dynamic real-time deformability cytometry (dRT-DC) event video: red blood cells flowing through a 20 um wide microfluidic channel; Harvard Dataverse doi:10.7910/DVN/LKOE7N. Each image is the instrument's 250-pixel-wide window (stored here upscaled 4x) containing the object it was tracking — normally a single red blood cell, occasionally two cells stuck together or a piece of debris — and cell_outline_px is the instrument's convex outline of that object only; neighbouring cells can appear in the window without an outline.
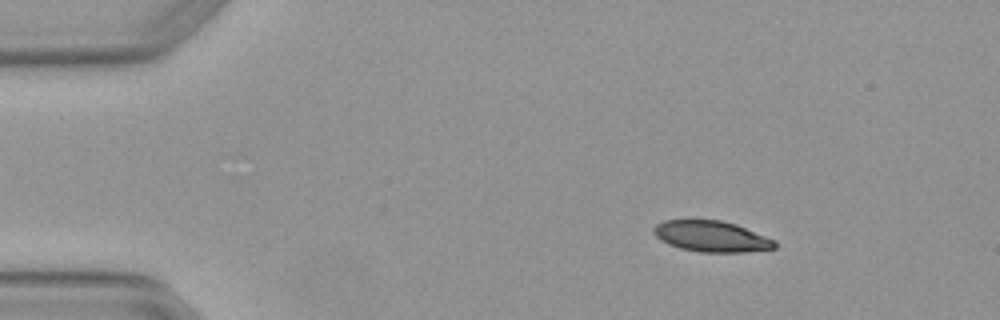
{"species": "Egyptian fruit bat (a non-hibernating species)", "species_latin": "Rousettus aegyptiacus", "temperature_condition": "warm", "stored_images_in_passage": 4, "camera_frame_rate_fps": 3000, "um_per_image_px": 0.085, "animal": {"sex": "female"}, "frame": {"image": 1, "passage_image": 2, "time_ms": 0.333, "image_size_px": [1000, 320], "cell_outline_px": [[776, 248], [744, 252], [700, 252], [680, 248], [668, 244], [660, 240], [652, 232], [652, 228], [656, 224], [664, 220], [720, 220], [736, 224], [776, 240]], "centroid_in_image_um": [60.46, 20.09], "position_along_channel_um": 24.5, "area_um2": 21.91}}